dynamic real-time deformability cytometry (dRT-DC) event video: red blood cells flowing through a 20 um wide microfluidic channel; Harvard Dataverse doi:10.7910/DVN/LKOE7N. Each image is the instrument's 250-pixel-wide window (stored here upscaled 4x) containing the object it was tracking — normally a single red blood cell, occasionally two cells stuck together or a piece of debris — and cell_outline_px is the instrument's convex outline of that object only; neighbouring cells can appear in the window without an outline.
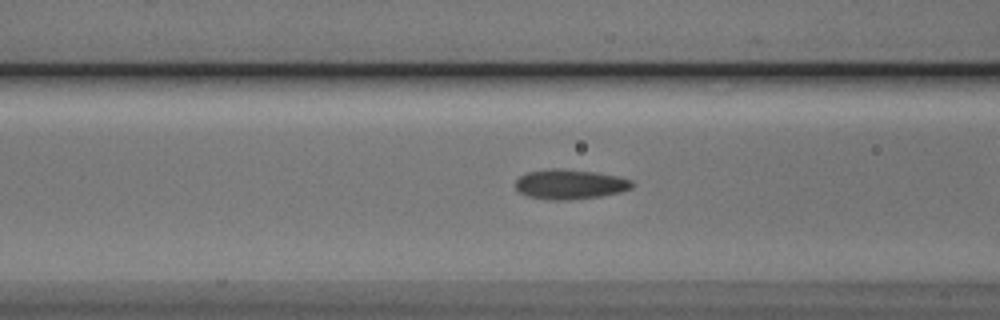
{"species": "Egyptian fruit bat (a non-hibernating species)", "species_latin": "Rousettus aegyptiacus", "temperature_condition": "cold", "stored_images_in_passage": 34, "camera_frame_rate_fps": 3000, "um_per_image_px": 0.085, "animal": {"sex": "male"}, "frame": {"image": 1, "passage_image": 11, "time_ms": 3.333, "image_size_px": [1000, 320], "cell_outline_px": [[632, 188], [620, 192], [600, 196], [568, 200], [548, 200], [528, 196], [516, 192], [516, 180], [520, 176], [528, 172], [556, 168], [596, 172], [616, 176], [632, 180]], "centroid_in_image_um": [48.41, 15.67], "position_along_channel_um": 118.2, "area_um2": 20.17}}
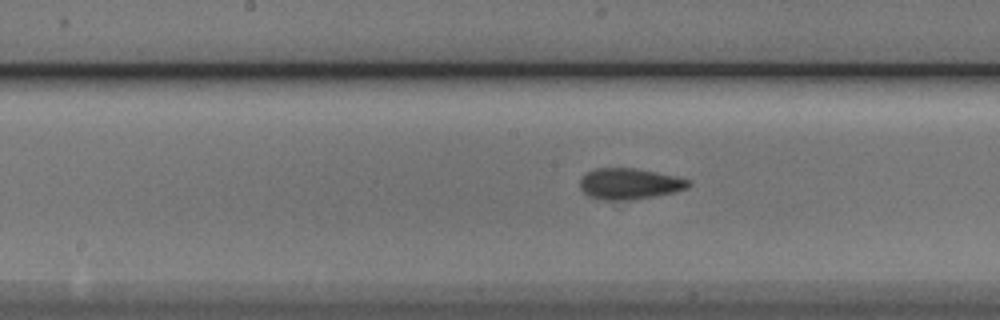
{"frame": {"image": 2, "passage_image": 17, "time_ms": 5.333, "image_size_px": [1000, 320], "cell_outline_px": [[692, 184], [688, 188], [676, 192], [632, 200], [604, 200], [588, 196], [580, 188], [580, 180], [588, 172], [596, 168], [632, 168], [676, 176], [692, 180]], "centroid_in_image_um": [53.55, 15.63], "position_along_channel_um": 194.7, "area_um2": 19.65}}
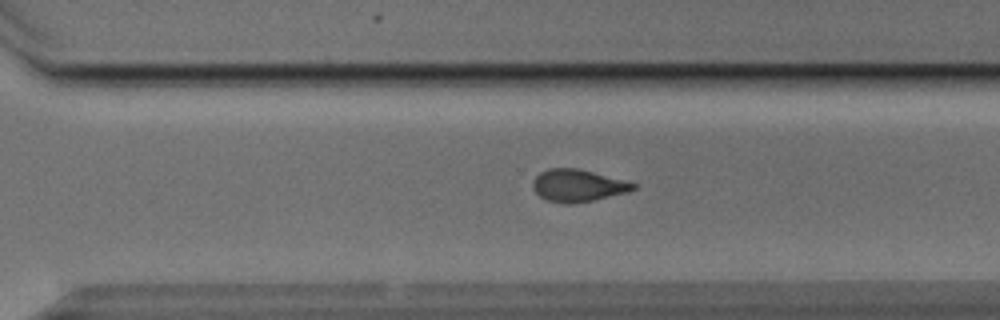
{"frame": {"image": 3, "passage_image": 27, "time_ms": 8.667, "image_size_px": [1000, 320], "cell_outline_px": [[636, 188], [628, 192], [592, 200], [572, 204], [548, 200], [540, 196], [532, 188], [532, 184], [536, 176], [540, 172], [548, 168], [576, 168], [624, 180], [636, 184]], "centroid_in_image_um": [49.1, 15.76], "position_along_channel_um": 321.5, "area_um2": 18.55}}